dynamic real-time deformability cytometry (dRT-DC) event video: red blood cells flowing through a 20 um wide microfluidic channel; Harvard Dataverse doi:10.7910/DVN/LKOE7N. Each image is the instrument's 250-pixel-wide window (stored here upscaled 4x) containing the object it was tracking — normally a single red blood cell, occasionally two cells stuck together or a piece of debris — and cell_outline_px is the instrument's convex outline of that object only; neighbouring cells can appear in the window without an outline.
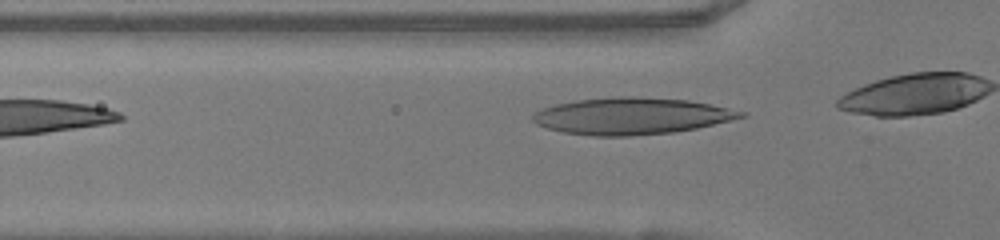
{"species": "human", "species_latin": "Homo sapiens", "temperature_condition": "warm", "stored_images_in_passage": 6, "camera_frame_rate_fps": 3000, "um_per_image_px": 0.085, "donor": {"sex": "female"}, "frame": {"image": 1, "passage_image": 4, "time_ms": 1.0, "image_size_px": [1000, 240], "cell_outline_px": [[748, 116], [696, 128], [676, 132], [628, 136], [592, 136], [564, 132], [548, 128], [536, 124], [532, 120], [532, 116], [536, 112], [544, 108], [556, 104], [576, 100], [620, 96], [636, 96], [688, 100], [748, 112]], "centroid_in_image_um": [53.7, 9.86], "position_along_channel_um": 72.1, "area_um2": 44.45}}